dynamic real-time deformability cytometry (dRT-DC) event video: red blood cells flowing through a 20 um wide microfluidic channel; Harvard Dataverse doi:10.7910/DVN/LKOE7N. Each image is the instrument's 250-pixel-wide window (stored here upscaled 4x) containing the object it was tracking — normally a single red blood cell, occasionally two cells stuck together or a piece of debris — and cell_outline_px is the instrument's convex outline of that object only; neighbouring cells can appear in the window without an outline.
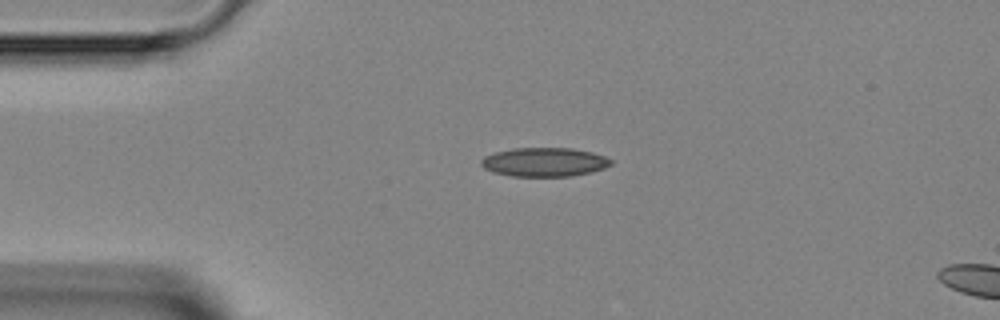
{"species": "Egyptian fruit bat (a non-hibernating species)", "species_latin": "Rousettus aegyptiacus", "temperature_condition": "room temperature", "stored_images_in_passage": 2, "camera_frame_rate_fps": 3000, "um_per_image_px": 0.085, "animal": {"sex": "female"}, "frame": {"image": 1, "passage_image": 1, "time_ms": 0.0, "image_size_px": [1000, 320], "cell_outline_px": [[612, 164], [604, 168], [588, 172], [568, 176], [512, 176], [492, 172], [484, 168], [480, 164], [480, 160], [484, 156], [496, 152], [512, 148], [572, 148], [592, 152], [604, 156], [612, 160]], "centroid_in_image_um": [46.23, 13.77], "position_along_channel_um": 38.8, "area_um2": 21.79}}